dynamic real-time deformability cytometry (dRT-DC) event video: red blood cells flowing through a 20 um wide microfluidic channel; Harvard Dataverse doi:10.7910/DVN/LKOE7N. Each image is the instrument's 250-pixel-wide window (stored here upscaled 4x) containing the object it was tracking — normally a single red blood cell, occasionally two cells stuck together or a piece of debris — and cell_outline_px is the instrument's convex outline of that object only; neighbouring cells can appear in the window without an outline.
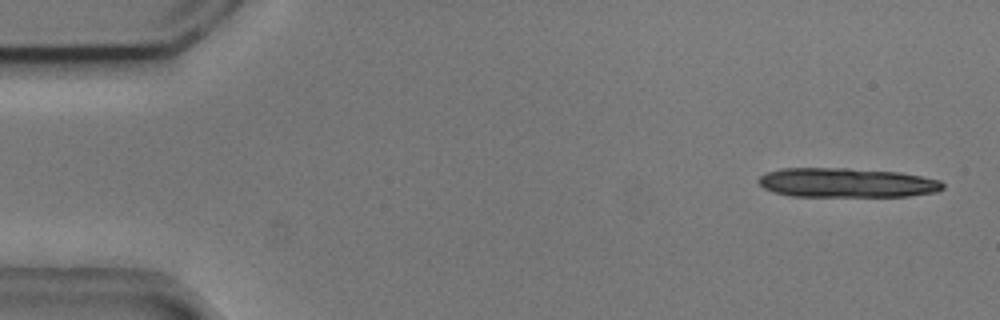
{"species": "common noctule bat (a hibernating species)", "species_latin": "Nyctalus noctula", "temperature_condition": "cold", "stored_images_in_passage": 8, "camera_frame_rate_fps": 3000, "um_per_image_px": 0.085, "animal": {"sex": "male", "body_mass_g": 20.5, "forearm_length_mm": 52.5}, "frame": {"image": 1, "passage_image": 1, "time_ms": 0.0, "image_size_px": [1000, 320], "cell_outline_px": [[944, 188], [936, 192], [908, 196], [792, 196], [772, 192], [764, 188], [756, 180], [760, 176], [768, 172], [780, 168], [848, 168], [900, 172], [940, 180], [944, 184]], "centroid_in_image_um": [71.95, 15.53], "position_along_channel_um": 13.0, "area_um2": 31.67}}
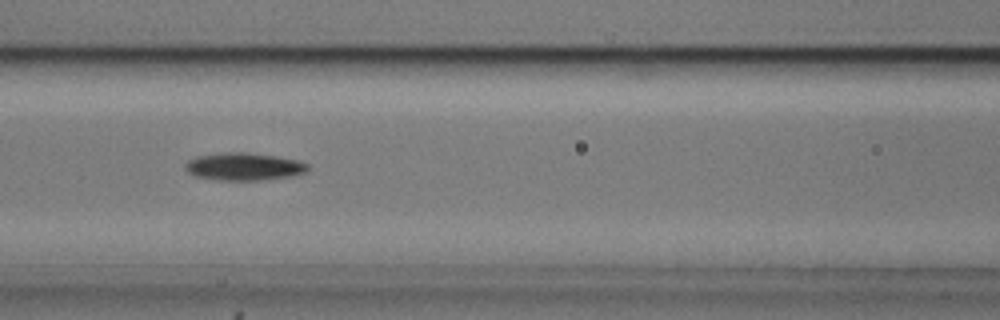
{"frame": {"image": 2, "passage_image": 7, "time_ms": 2.0, "image_size_px": [1000, 320], "cell_outline_px": [[308, 168], [304, 172], [292, 176], [260, 180], [220, 180], [196, 176], [188, 172], [184, 168], [184, 164], [188, 160], [196, 156], [228, 152], [244, 152], [300, 160], [308, 164]], "centroid_in_image_um": [20.71, 14.16], "position_along_channel_um": 145.9, "area_um2": 19.54}}